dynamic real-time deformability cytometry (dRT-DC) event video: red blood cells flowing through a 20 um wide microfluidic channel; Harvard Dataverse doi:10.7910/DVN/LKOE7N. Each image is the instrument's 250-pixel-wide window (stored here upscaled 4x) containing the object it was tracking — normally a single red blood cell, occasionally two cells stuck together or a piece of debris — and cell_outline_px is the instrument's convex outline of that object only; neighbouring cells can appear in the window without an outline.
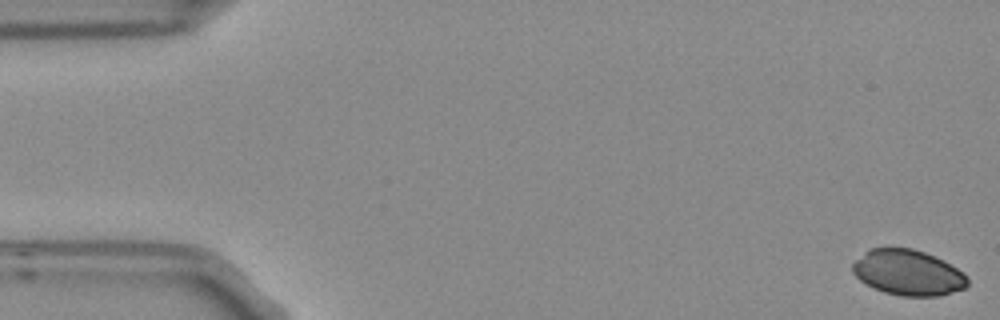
{"species": "Egyptian fruit bat (a non-hibernating species)", "species_latin": "Rousettus aegyptiacus", "temperature_condition": "room temperature", "stored_images_in_passage": 5, "camera_frame_rate_fps": 3000, "um_per_image_px": 0.085, "frame": {"image": 1, "passage_image": 1, "time_ms": 0.0, "image_size_px": [1000, 320], "cell_outline_px": [[968, 284], [964, 288], [940, 296], [900, 296], [884, 292], [872, 288], [860, 280], [852, 272], [852, 264], [868, 248], [912, 248], [924, 252], [944, 260], [964, 272], [968, 276]], "centroid_in_image_um": [77.19, 23.17], "position_along_channel_um": 7.8, "area_um2": 30.69}}
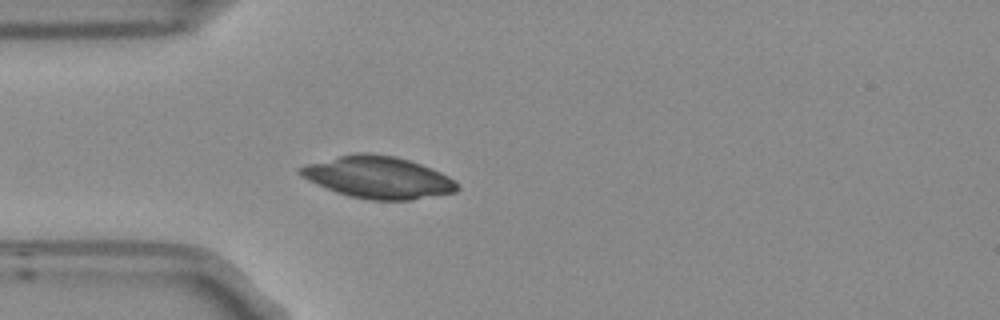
{"frame": {"image": 2, "passage_image": 5, "time_ms": 1.333, "image_size_px": [1000, 320], "cell_outline_px": [[460, 188], [456, 192], [412, 200], [368, 200], [348, 196], [336, 192], [308, 180], [300, 176], [296, 172], [300, 168], [308, 164], [356, 152], [368, 152], [396, 156], [432, 168], [448, 176], [460, 184]], "centroid_in_image_um": [32.17, 15.08], "position_along_channel_um": 52.8, "area_um2": 38.49}}